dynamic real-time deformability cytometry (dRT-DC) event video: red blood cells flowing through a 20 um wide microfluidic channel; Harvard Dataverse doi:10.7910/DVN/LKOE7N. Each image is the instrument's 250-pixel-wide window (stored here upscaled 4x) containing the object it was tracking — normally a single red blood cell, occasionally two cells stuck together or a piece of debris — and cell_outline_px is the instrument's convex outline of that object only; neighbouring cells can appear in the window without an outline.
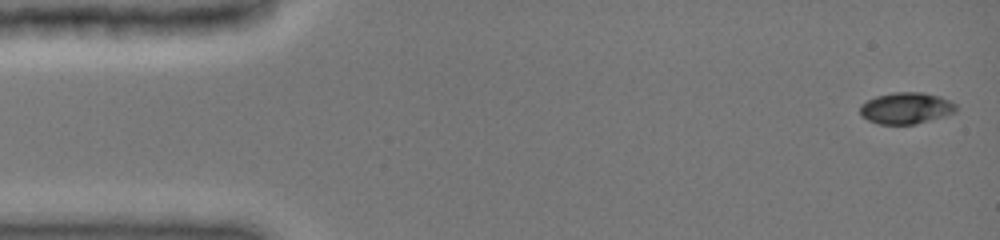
{"species": "common noctule bat (a hibernating species)", "species_latin": "Nyctalus noctula", "temperature_condition": "cold", "stored_images_in_passage": 20, "camera_frame_rate_fps": 3000, "um_per_image_px": 0.085, "animal": {"sex": "female", "body_mass_g": 19.0, "forearm_length_mm": 51.5}, "frame": {"image": 1, "passage_image": 1, "time_ms": 0.0, "image_size_px": [1000, 240], "cell_outline_px": [[956, 112], [944, 116], [916, 124], [880, 124], [868, 120], [860, 116], [860, 104], [876, 96], [892, 92], [924, 92], [940, 96], [956, 104]], "centroid_in_image_um": [77.0, 9.19], "position_along_channel_um": 8.0, "area_um2": 17.69}}
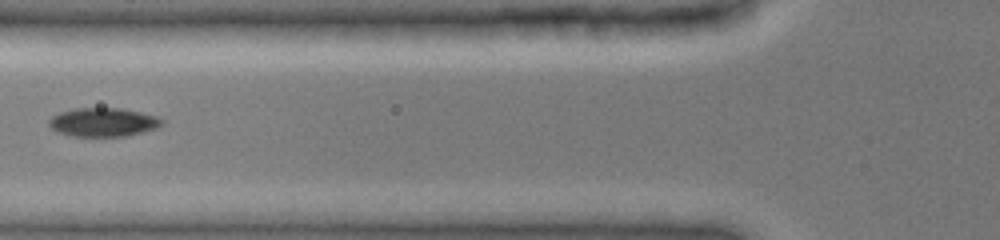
{"frame": {"image": 2, "passage_image": 12, "time_ms": 5.667, "image_size_px": [1000, 240], "cell_outline_px": [[164, 124], [156, 128], [144, 132], [128, 136], [72, 136], [56, 132], [48, 124], [48, 120], [52, 116], [60, 112], [76, 108], [120, 108], [140, 112], [156, 116], [164, 120]], "centroid_in_image_um": [8.78, 10.39], "position_along_channel_um": 117.0, "area_um2": 19.02}}
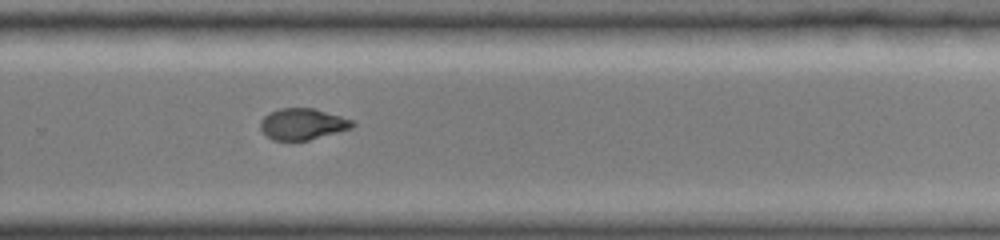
{"frame": {"image": 3, "passage_image": 20, "time_ms": 10.333, "image_size_px": [1000, 240], "cell_outline_px": [[356, 124], [352, 128], [308, 140], [272, 140], [260, 128], [260, 120], [268, 112], [280, 108], [312, 108], [340, 116], [352, 120]], "centroid_in_image_um": [25.69, 10.54], "position_along_channel_um": 304.1, "area_um2": 16.65}}